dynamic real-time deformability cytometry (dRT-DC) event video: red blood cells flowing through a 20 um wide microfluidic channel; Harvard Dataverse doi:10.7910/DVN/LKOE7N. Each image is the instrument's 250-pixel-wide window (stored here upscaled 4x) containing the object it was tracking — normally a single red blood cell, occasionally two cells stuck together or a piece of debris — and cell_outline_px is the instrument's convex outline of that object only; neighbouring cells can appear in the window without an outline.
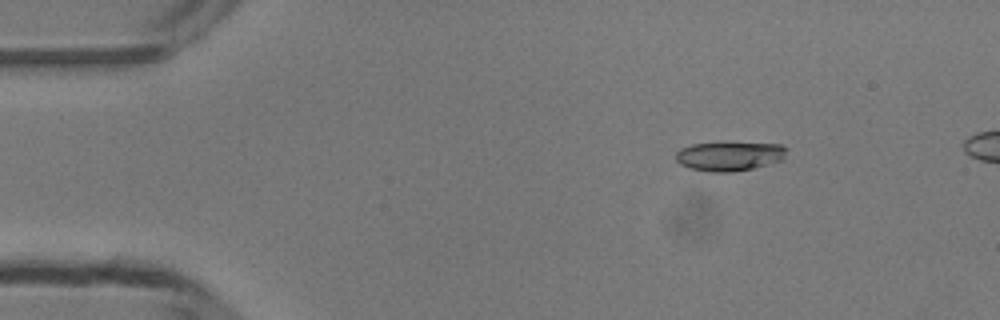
{"species": "common noctule bat (a hibernating species)", "species_latin": "Nyctalus noctula", "temperature_condition": "room temperature", "stored_images_in_passage": 46, "camera_frame_rate_fps": 3000, "um_per_image_px": 0.085, "animal": {"sex": "male", "body_mass_g": 13.3}, "frame": {"image": 1, "passage_image": 6, "time_ms": 1.667, "image_size_px": [1000, 320], "cell_outline_px": [[788, 148], [784, 160], [752, 168], [732, 172], [712, 172], [692, 168], [680, 164], [676, 160], [676, 152], [680, 148], [692, 144], [720, 140], [728, 140], [780, 144]], "centroid_in_image_um": [62.04, 13.21], "position_along_channel_um": 23.0, "area_um2": 19.83}}
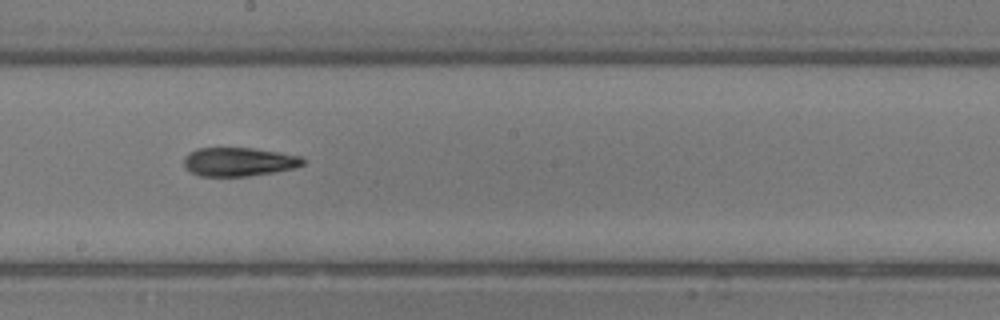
{"frame": {"image": 2, "passage_image": 26, "time_ms": 8.333, "image_size_px": [1000, 320], "cell_outline_px": [[304, 164], [296, 168], [276, 172], [248, 176], [200, 176], [184, 168], [184, 156], [188, 152], [196, 148], [252, 148], [280, 152], [300, 156], [304, 160]], "centroid_in_image_um": [20.29, 13.75], "position_along_channel_um": 227.9, "area_um2": 20.11}}
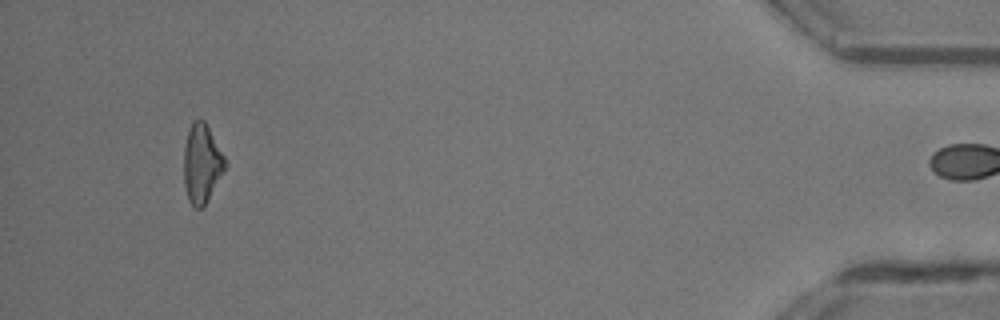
{"frame": {"image": 3, "passage_image": 45, "time_ms": 14.667, "image_size_px": [1000, 320], "cell_outline_px": [[228, 164], [204, 204], [200, 208], [196, 208], [188, 200], [184, 184], [184, 148], [188, 128], [192, 120], [204, 120], [224, 156]], "centroid_in_image_um": [17.13, 13.86], "position_along_channel_um": 418.1, "area_um2": 18.67}, "authors_computed_cell_mechanics": {"area_um2": 19.6809, "velocity_mm_per_s": 4.2168, "shape_relaxation_time_tau1_ms": 4.4759, "shape_relaxation_time_tau2_ms": 9.3094, "deformation_change_tau1": 0.154, "deformation_change_tau2": 0.2076}}